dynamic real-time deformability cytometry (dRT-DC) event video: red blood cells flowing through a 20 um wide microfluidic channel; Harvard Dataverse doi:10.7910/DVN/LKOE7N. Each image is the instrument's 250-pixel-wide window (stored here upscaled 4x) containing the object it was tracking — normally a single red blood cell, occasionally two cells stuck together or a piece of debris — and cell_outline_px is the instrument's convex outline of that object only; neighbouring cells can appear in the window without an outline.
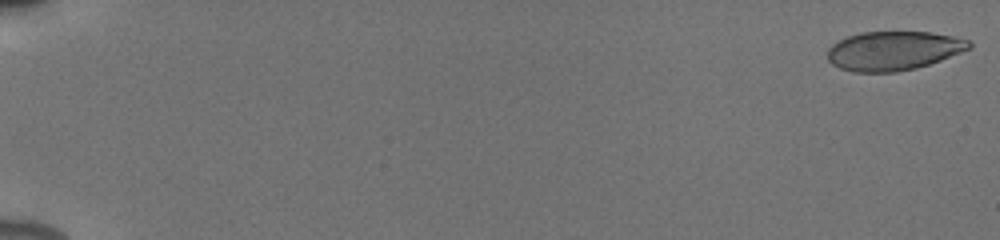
{"species": "human", "species_latin": "Homo sapiens", "temperature_condition": "cold", "stored_images_in_passage": 46, "camera_frame_rate_fps": 3000, "um_per_image_px": 0.085, "donor": {"sex": "male"}, "frame": {"image": 1, "passage_image": 1, "time_ms": 0.0, "image_size_px": [1000, 240], "cell_outline_px": [[972, 48], [940, 60], [916, 68], [896, 72], [856, 72], [840, 68], [832, 64], [828, 60], [828, 48], [832, 44], [848, 36], [860, 32], [928, 32], [952, 36], [968, 40], [972, 44]], "centroid_in_image_um": [75.93, 4.31], "position_along_channel_um": 9.1, "area_um2": 32.08}}
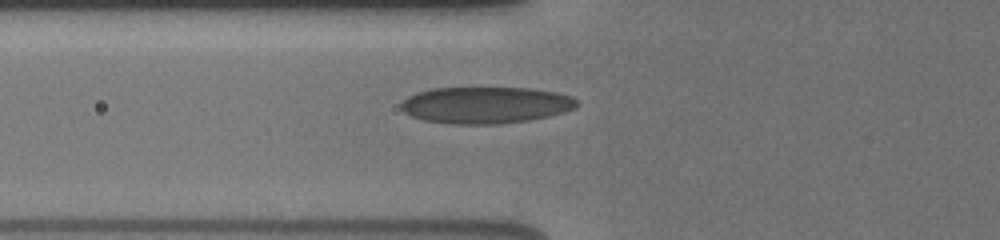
{"frame": {"image": 2, "passage_image": 18, "time_ms": 7.0, "image_size_px": [1000, 240], "cell_outline_px": [[576, 108], [564, 112], [548, 116], [528, 120], [496, 124], [456, 124], [424, 120], [412, 116], [404, 112], [400, 108], [400, 104], [408, 96], [416, 92], [432, 88], [528, 88], [556, 92], [572, 96], [576, 100]], "centroid_in_image_um": [41.26, 8.92], "position_along_channel_um": 84.5, "area_um2": 37.45}}
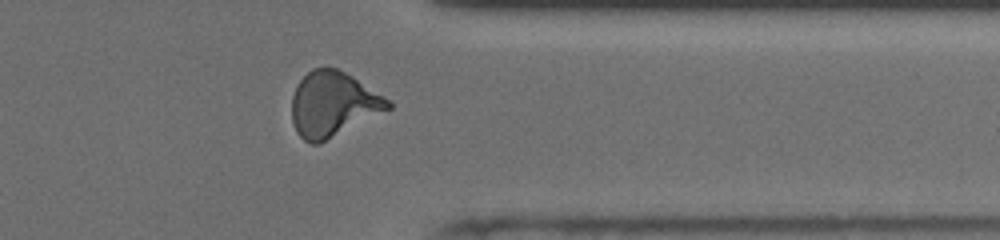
{"frame": {"image": 3, "passage_image": 38, "time_ms": 14.667, "image_size_px": [1000, 240], "cell_outline_px": [[392, 108], [320, 144], [312, 144], [304, 140], [296, 132], [292, 120], [292, 96], [296, 84], [312, 68], [336, 68], [352, 76], [384, 96], [392, 104]], "centroid_in_image_um": [28.29, 8.88], "position_along_channel_um": 383.1, "area_um2": 36.41}, "authors_computed_cell_mechanics": {"area_um2": 34.3621, "velocity_mm_per_s": 3.9315, "shape_relaxation_time_tau1_ms": 6.571, "shape_relaxation_time_tau2_ms": 1.3806, "deformation_change_tau1": 0.1967, "deformation_change_tau2": 0.0743}}